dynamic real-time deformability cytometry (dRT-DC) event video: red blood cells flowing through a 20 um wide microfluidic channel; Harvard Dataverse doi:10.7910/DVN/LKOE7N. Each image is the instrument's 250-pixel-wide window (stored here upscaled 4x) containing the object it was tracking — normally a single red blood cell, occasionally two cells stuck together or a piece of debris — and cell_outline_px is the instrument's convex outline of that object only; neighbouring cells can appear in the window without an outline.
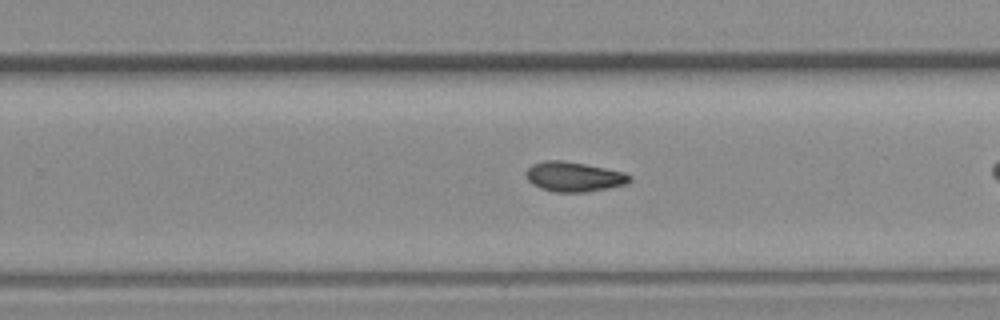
{"species": "common noctule bat (a hibernating species)", "species_latin": "Nyctalus noctula", "temperature_condition": "room temperature", "stored_images_in_passage": 22, "camera_frame_rate_fps": 3000, "um_per_image_px": 0.085, "animal": {"sex": "female", "body_mass_g": 19.3, "forearm_length_mm": 54.1}, "frame": {"image": 1, "passage_image": 16, "time_ms": 5.0, "image_size_px": [1000, 320], "cell_outline_px": [[632, 180], [628, 184], [608, 188], [584, 192], [556, 192], [540, 188], [532, 184], [524, 176], [524, 172], [532, 164], [544, 160], [564, 160], [624, 172], [632, 176]], "centroid_in_image_um": [48.76, 15.02], "position_along_channel_um": 281.0, "area_um2": 18.15}}
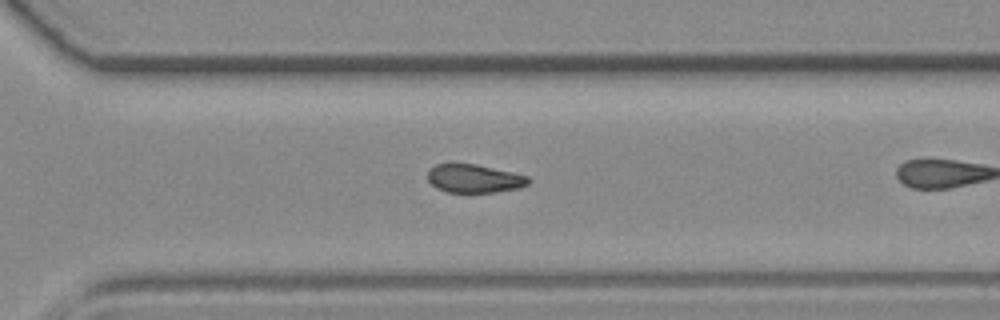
{"frame": {"image": 2, "passage_image": 19, "time_ms": 6.0, "image_size_px": [1000, 320], "cell_outline_px": [[532, 180], [528, 184], [520, 188], [496, 192], [448, 192], [436, 188], [428, 180], [428, 172], [436, 164], [476, 164], [512, 172], [528, 176]], "centroid_in_image_um": [40.35, 15.18], "position_along_channel_um": 330.3, "area_um2": 16.59}}